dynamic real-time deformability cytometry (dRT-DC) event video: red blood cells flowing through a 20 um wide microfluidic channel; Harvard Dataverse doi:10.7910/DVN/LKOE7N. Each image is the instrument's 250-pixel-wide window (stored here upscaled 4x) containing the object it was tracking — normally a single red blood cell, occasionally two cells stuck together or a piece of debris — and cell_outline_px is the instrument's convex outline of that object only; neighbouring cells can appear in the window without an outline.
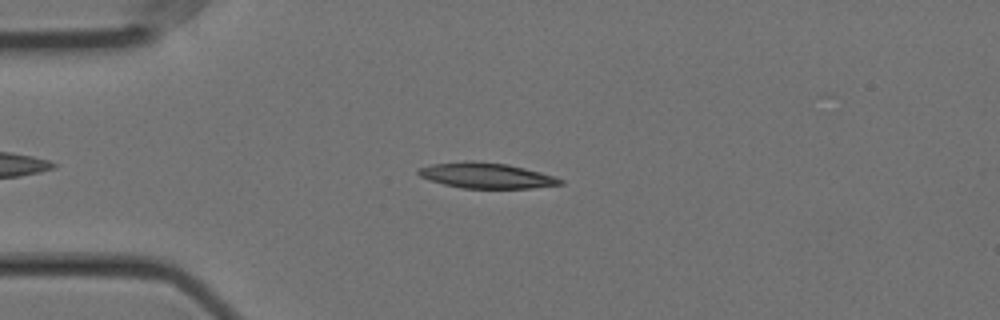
{"species": "Egyptian fruit bat (a non-hibernating species)", "species_latin": "Rousettus aegyptiacus", "temperature_condition": "cold", "stored_images_in_passage": 53, "camera_frame_rate_fps": 3000, "um_per_image_px": 0.085, "animal": {"sex": "female"}, "frame": {"image": 1, "passage_image": 10, "time_ms": 3.0, "image_size_px": [1000, 320], "cell_outline_px": [[564, 184], [532, 188], [460, 188], [428, 180], [420, 176], [416, 172], [420, 168], [432, 164], [464, 160], [472, 160], [508, 164], [540, 172], [564, 180]], "centroid_in_image_um": [41.31, 14.91], "position_along_channel_um": 43.7, "area_um2": 21.15}}
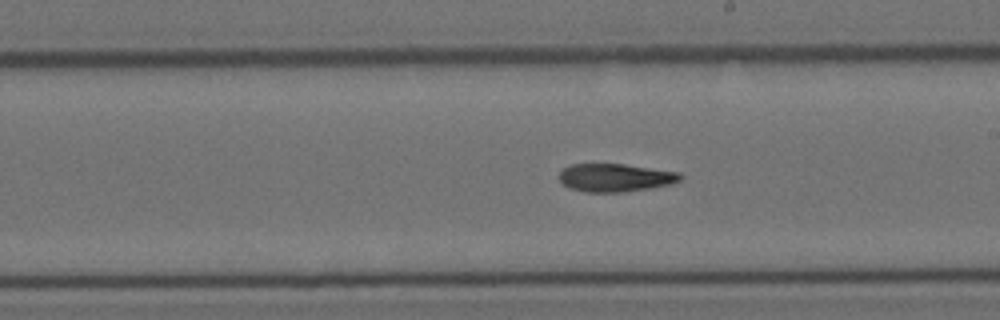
{"frame": {"image": 2, "passage_image": 28, "time_ms": 9.0, "image_size_px": [1000, 320], "cell_outline_px": [[684, 176], [680, 180], [672, 184], [652, 188], [624, 192], [584, 192], [568, 188], [560, 180], [560, 172], [568, 164], [624, 164], [680, 172]], "centroid_in_image_um": [52.32, 15.1], "position_along_channel_um": 236.7, "area_um2": 20.0}}
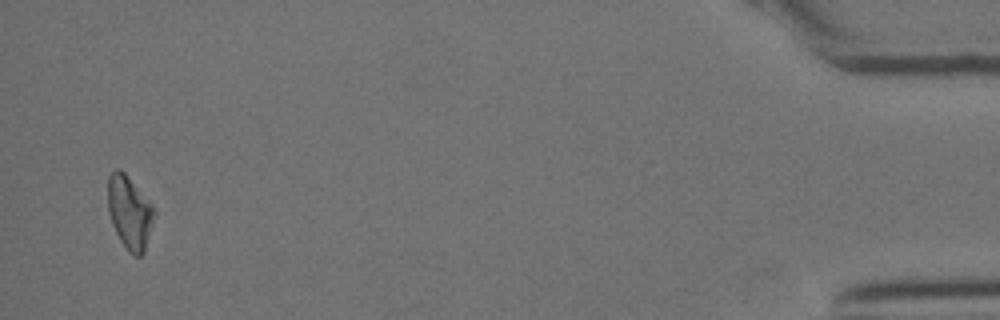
{"frame": {"image": 3, "passage_image": 51, "time_ms": 16.667, "image_size_px": [1000, 320], "cell_outline_px": [[156, 212], [144, 252], [140, 256], [136, 256], [128, 252], [120, 240], [112, 224], [108, 212], [108, 176], [116, 168], [120, 168], [124, 172], [152, 204]], "centroid_in_image_um": [11.01, 18.05], "position_along_channel_um": 424.2, "area_um2": 19.71}, "authors_computed_cell_mechanics": {"area_um2": 20.3456, "velocity_mm_per_s": 3.5482, "shape_relaxation_time_tau1_ms": 8.6009, "shape_relaxation_time_tau2_ms": null, "deformation_change_tau1": 0.2146, "deformation_change_tau2": null}}